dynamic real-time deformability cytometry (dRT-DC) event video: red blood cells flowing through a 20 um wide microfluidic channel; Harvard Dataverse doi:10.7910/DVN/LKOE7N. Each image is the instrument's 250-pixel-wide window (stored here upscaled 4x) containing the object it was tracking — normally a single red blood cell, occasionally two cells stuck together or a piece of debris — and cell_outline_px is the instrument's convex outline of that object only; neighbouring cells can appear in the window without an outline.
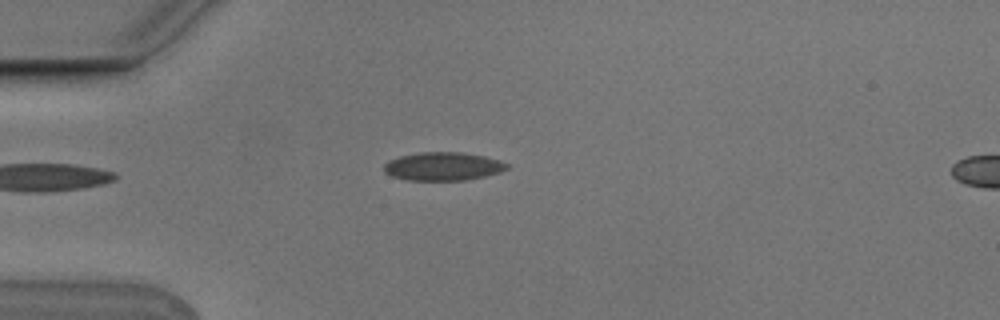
{"species": "Egyptian fruit bat (a non-hibernating species)", "species_latin": "Rousettus aegyptiacus", "temperature_condition": "cold", "stored_images_in_passage": 4, "camera_frame_rate_fps": 3000, "um_per_image_px": 0.085, "animal": {"sex": "male"}, "frame": {"image": 1, "passage_image": 1, "time_ms": 0.0, "image_size_px": [1000, 320], "cell_outline_px": [[508, 168], [500, 172], [484, 176], [464, 180], [408, 180], [392, 176], [384, 172], [384, 164], [388, 160], [400, 156], [416, 152], [464, 152], [484, 156], [500, 160], [508, 164]], "centroid_in_image_um": [37.64, 14.13], "position_along_channel_um": 47.4, "area_um2": 20.35}}
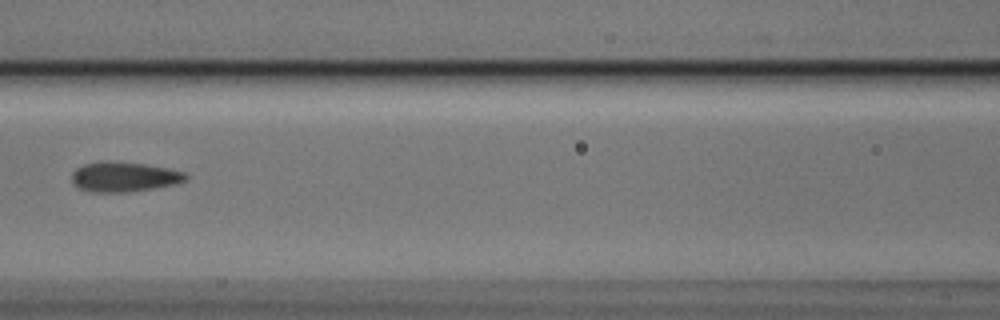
{"frame": {"image": 2, "passage_image": 4, "time_ms": 1.0, "image_size_px": [1000, 320], "cell_outline_px": [[188, 180], [176, 184], [152, 188], [124, 192], [92, 192], [76, 188], [72, 184], [72, 172], [76, 168], [84, 164], [100, 160], [108, 160], [144, 164], [168, 168], [184, 172], [188, 176]], "centroid_in_image_um": [10.5, 15.02], "position_along_channel_um": 156.1, "area_um2": 20.11}}